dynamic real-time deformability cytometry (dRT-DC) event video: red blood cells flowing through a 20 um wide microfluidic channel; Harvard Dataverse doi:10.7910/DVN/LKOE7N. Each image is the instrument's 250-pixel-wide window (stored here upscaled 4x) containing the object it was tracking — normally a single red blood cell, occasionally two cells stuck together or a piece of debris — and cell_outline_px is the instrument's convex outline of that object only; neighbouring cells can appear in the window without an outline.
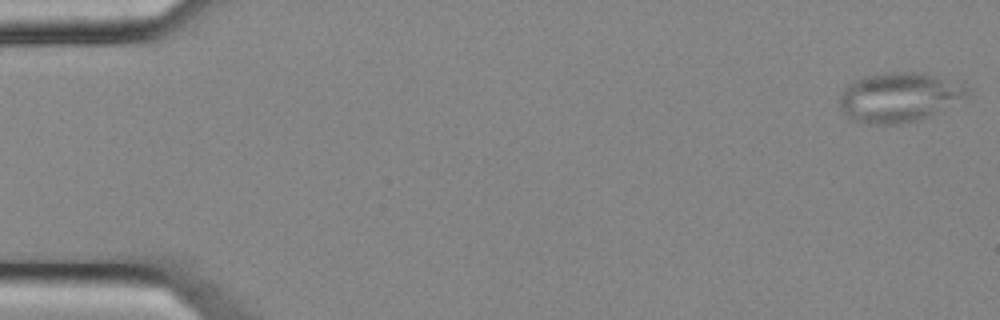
{"species": "common noctule bat (a hibernating species)", "species_latin": "Nyctalus noctula", "temperature_condition": "cold", "stored_images_in_passage": 19, "segment_of_instrument_passage": [1, 2], "camera_frame_rate_fps": 3000, "um_per_image_px": 0.085, "animal": {"sex": "female", "body_mass_g": 25.1}, "frame": {"image": 1, "passage_image": 1, "time_ms": 0.0, "image_size_px": [1000, 320], "cell_outline_px": [[972, 88], [964, 96], [928, 116], [916, 120], [896, 124], [868, 124], [852, 120], [840, 108], [840, 96], [844, 88], [848, 84], [864, 76], [888, 72], [916, 72], [964, 80]], "centroid_in_image_um": [76.45, 8.23], "position_along_channel_um": 8.6, "area_um2": 36.82}}